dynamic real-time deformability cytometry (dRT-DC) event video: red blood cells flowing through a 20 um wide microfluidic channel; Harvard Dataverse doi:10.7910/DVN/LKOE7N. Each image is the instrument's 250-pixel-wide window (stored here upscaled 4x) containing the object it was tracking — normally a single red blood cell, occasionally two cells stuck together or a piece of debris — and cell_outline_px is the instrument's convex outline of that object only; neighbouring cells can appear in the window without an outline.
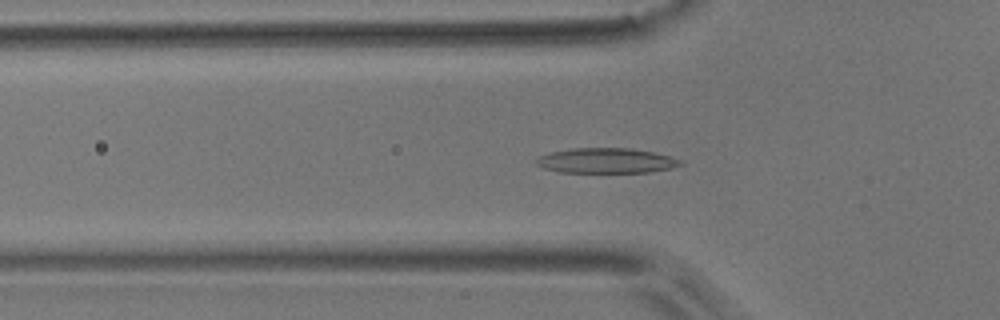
{"species": "common noctule bat (a hibernating species)", "species_latin": "Nyctalus noctula", "temperature_condition": "room temperature", "stored_images_in_passage": 53, "camera_frame_rate_fps": 3000, "um_per_image_px": 0.085, "animal": {"sex": "male", "body_mass_g": 17.9}, "frame": {"image": 1, "passage_image": 17, "time_ms": 5.333, "image_size_px": [1000, 320], "cell_outline_px": [[684, 164], [672, 168], [648, 172], [560, 172], [544, 168], [536, 164], [532, 160], [540, 156], [552, 152], [572, 148], [632, 148], [652, 152], [684, 160]], "centroid_in_image_um": [51.54, 13.65], "position_along_channel_um": 74.3, "area_um2": 21.1}}
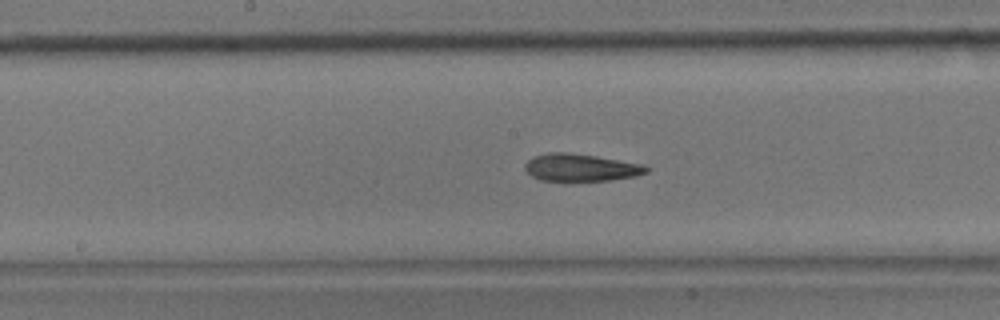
{"frame": {"image": 2, "passage_image": 27, "time_ms": 8.667, "image_size_px": [1000, 320], "cell_outline_px": [[652, 168], [648, 172], [636, 176], [612, 180], [540, 180], [532, 176], [524, 168], [524, 164], [532, 156], [548, 152], [568, 152], [596, 156], [644, 164]], "centroid_in_image_um": [49.39, 14.23], "position_along_channel_um": 198.8, "area_um2": 19.48}}
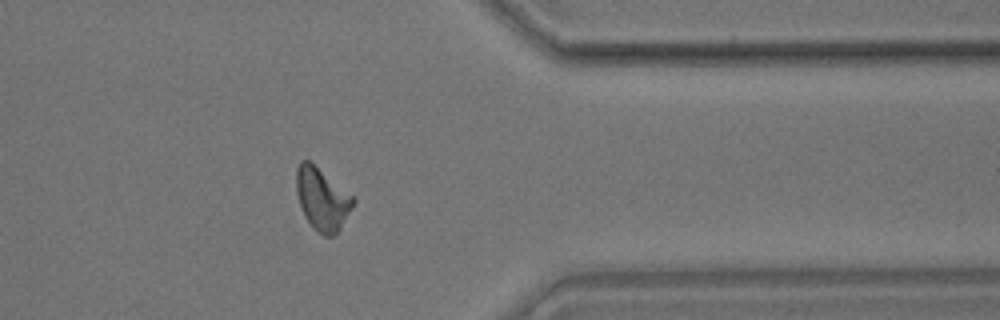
{"frame": {"image": 3, "passage_image": 43, "time_ms": 14.0, "image_size_px": [1000, 320], "cell_outline_px": [[356, 200], [352, 208], [340, 228], [332, 236], [324, 236], [316, 232], [312, 228], [304, 216], [300, 208], [296, 192], [296, 168], [300, 160], [308, 160], [356, 196]], "centroid_in_image_um": [27.38, 16.91], "position_along_channel_um": 384.0, "area_um2": 21.04}, "authors_computed_cell_mechanics": {"area_um2": 20.0566, "velocity_mm_per_s": 3.7229, "shape_relaxation_time_tau1_ms": 10.4496, "shape_relaxation_time_tau2_ms": 7.4475, "deformation_change_tau1": 0.2394, "deformation_change_tau2": 0.1515}}